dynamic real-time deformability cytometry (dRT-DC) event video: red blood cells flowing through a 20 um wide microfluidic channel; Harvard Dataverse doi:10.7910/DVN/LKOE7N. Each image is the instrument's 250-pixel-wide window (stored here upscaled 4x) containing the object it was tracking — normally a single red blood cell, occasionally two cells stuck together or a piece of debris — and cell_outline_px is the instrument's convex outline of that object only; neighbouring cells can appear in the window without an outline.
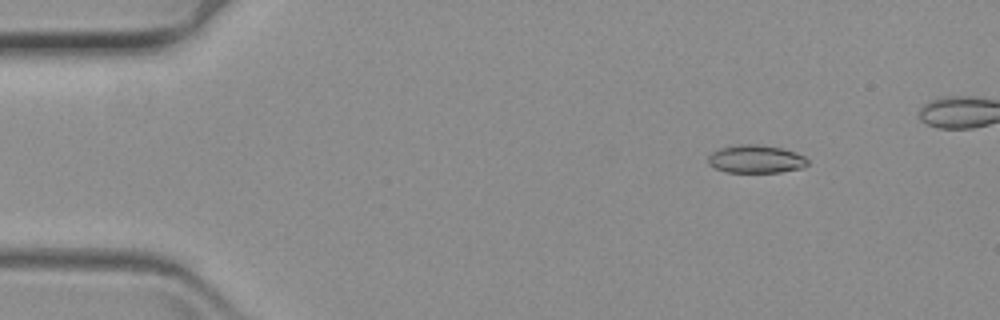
{"species": "common noctule bat (a hibernating species)", "species_latin": "Nyctalus noctula", "temperature_condition": "warm", "stored_images_in_passage": 21, "camera_frame_rate_fps": 3000, "um_per_image_px": 0.085, "animal": {"sex": "female", "body_mass_g": 19.3, "forearm_length_mm": 54.1}, "frame": {"image": 1, "passage_image": 6, "time_ms": 1.667, "image_size_px": [1000, 320], "cell_outline_px": [[808, 164], [804, 168], [780, 172], [728, 172], [716, 168], [708, 164], [708, 156], [712, 152], [720, 148], [740, 144], [756, 144], [780, 148], [804, 156], [808, 160]], "centroid_in_image_um": [64.24, 13.53], "position_along_channel_um": 20.8, "area_um2": 16.13}}
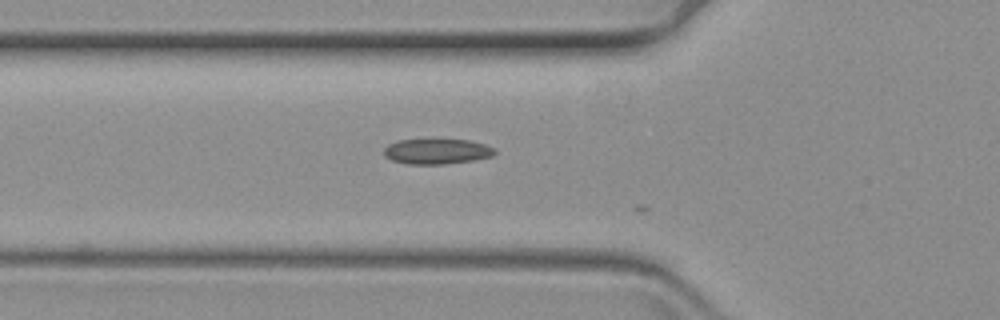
{"frame": {"image": 2, "passage_image": 20, "time_ms": 6.333, "image_size_px": [1000, 320], "cell_outline_px": [[496, 152], [492, 156], [472, 160], [444, 164], [408, 164], [392, 160], [384, 156], [384, 148], [388, 144], [396, 140], [468, 140], [484, 144], [496, 148]], "centroid_in_image_um": [37.12, 12.87], "position_along_channel_um": 88.7, "area_um2": 16.24}}